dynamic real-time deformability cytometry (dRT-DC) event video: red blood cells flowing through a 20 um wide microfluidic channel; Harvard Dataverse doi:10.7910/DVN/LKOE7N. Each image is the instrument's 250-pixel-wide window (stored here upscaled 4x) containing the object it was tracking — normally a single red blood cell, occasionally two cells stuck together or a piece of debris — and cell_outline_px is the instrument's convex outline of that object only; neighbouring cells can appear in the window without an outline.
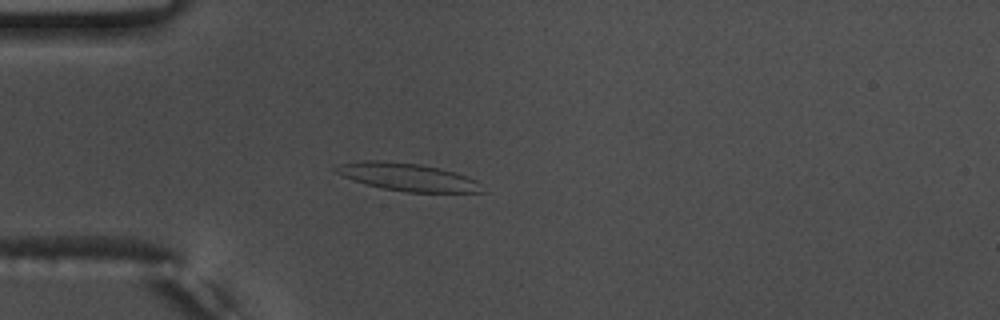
{"species": "common noctule bat (a hibernating species)", "species_latin": "Nyctalus noctula", "temperature_condition": "warm", "stored_images_in_passage": 37, "camera_frame_rate_fps": 3000, "um_per_image_px": 0.085, "animal": {"sex": "male", "body_mass_g": 17.5, "forearm_length_mm": 52.3}, "frame": {"image": 1, "passage_image": 6, "time_ms": 1.667, "image_size_px": [1000, 320], "cell_outline_px": [[484, 192], [408, 192], [384, 188], [352, 180], [336, 172], [332, 168], [340, 164], [360, 160], [380, 160], [420, 164], [440, 168], [456, 172], [468, 176], [476, 180]], "centroid_in_image_um": [34.63, 15.03], "position_along_channel_um": 50.4, "area_um2": 23.47}}
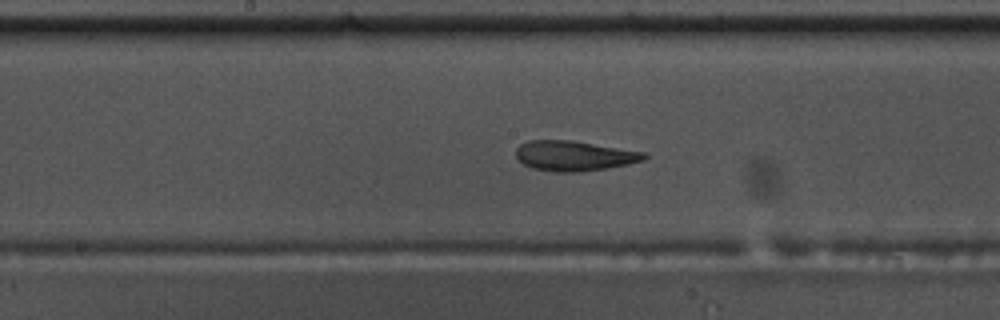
{"frame": {"image": 2, "passage_image": 19, "time_ms": 6.0, "image_size_px": [1000, 320], "cell_outline_px": [[648, 156], [644, 160], [628, 164], [604, 168], [576, 172], [552, 172], [532, 168], [524, 164], [516, 156], [516, 148], [520, 144], [528, 140], [568, 140], [644, 152]], "centroid_in_image_um": [48.76, 13.24], "position_along_channel_um": 199.4, "area_um2": 22.2}}
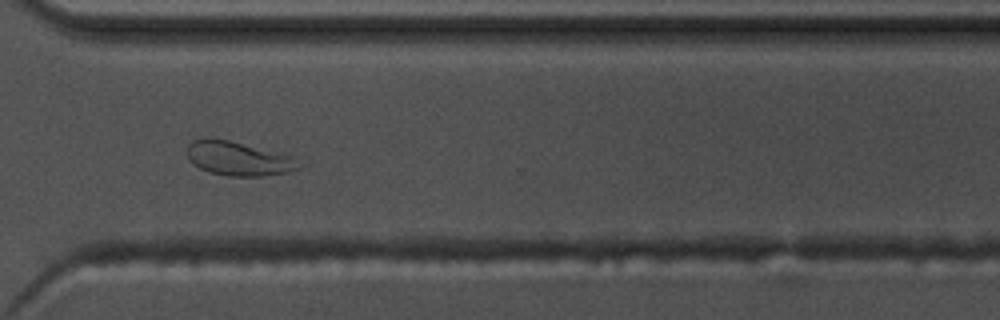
{"frame": {"image": 3, "passage_image": 31, "time_ms": 10.0, "image_size_px": [1000, 320], "cell_outline_px": [[308, 164], [304, 168], [288, 172], [264, 176], [228, 176], [208, 172], [192, 164], [188, 156], [188, 144], [192, 140], [208, 136], [228, 140], [296, 156]], "centroid_in_image_um": [20.38, 13.48], "position_along_channel_um": 350.2, "area_um2": 23.0}, "authors_computed_cell_mechanics": {"area_um2": 22.4264, "velocity_mm_per_s": 3.7648, "shape_relaxation_time_tau1_ms": 7.7848, "shape_relaxation_time_tau2_ms": 1.8172, "deformation_change_tau1": 0.2398, "deformation_change_tau2": 0.1028}}